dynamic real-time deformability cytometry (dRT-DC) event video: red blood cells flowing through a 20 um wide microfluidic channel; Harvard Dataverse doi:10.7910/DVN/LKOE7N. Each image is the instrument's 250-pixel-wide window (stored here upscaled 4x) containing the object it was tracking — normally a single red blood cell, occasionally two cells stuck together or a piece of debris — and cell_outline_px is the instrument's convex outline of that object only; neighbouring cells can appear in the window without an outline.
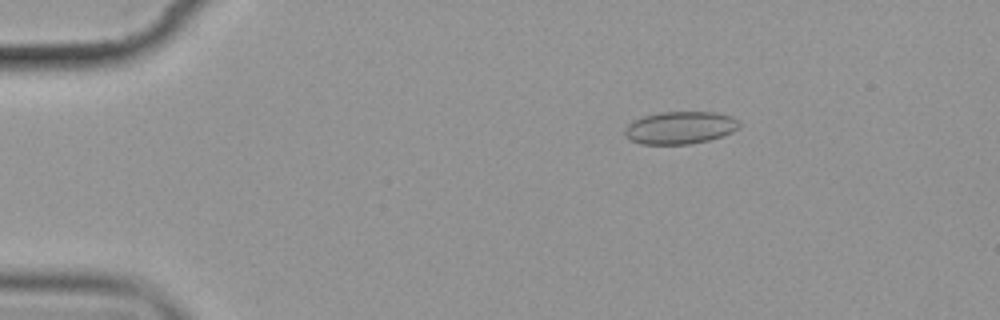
{"species": "common noctule bat (a hibernating species)", "species_latin": "Nyctalus noctula", "temperature_condition": "cold", "stored_images_in_passage": 5, "camera_frame_rate_fps": 3000, "um_per_image_px": 0.085, "animal": {"sex": "female", "body_mass_g": 19.9}, "frame": {"image": 1, "passage_image": 3, "time_ms": 2.333, "image_size_px": [1000, 320], "cell_outline_px": [[740, 124], [732, 132], [708, 140], [688, 144], [640, 144], [632, 140], [624, 132], [624, 128], [628, 124], [644, 116], [660, 112], [716, 112], [732, 116]], "centroid_in_image_um": [57.8, 10.85], "position_along_channel_um": 27.2, "area_um2": 21.39}}